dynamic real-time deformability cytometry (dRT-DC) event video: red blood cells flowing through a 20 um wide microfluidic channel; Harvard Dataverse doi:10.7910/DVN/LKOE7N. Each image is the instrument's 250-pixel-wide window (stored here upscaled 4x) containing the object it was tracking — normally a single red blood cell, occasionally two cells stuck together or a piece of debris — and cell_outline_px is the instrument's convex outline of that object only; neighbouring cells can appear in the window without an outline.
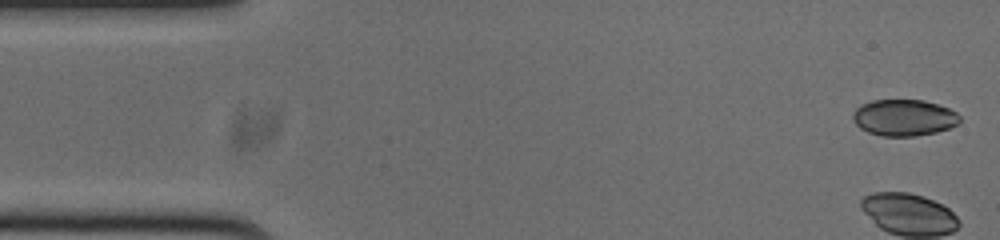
{"species": "common noctule bat (a hibernating species)", "species_latin": "Nyctalus noctula", "temperature_condition": "cold", "stored_images_in_passage": 11, "camera_frame_rate_fps": 3000, "um_per_image_px": 0.085, "animal": {"sex": "male", "body_mass_g": 20.0, "forearm_length_mm": 53.3}, "frame": {"image": 1, "passage_image": 1, "time_ms": 0.0, "image_size_px": [1000, 240], "cell_outline_px": [[960, 124], [936, 132], [916, 136], [880, 136], [868, 132], [860, 128], [852, 120], [852, 112], [860, 104], [872, 100], [924, 100], [948, 108], [956, 112], [960, 116]], "centroid_in_image_um": [76.81, 10.0], "position_along_channel_um": 8.2, "area_um2": 22.89}}